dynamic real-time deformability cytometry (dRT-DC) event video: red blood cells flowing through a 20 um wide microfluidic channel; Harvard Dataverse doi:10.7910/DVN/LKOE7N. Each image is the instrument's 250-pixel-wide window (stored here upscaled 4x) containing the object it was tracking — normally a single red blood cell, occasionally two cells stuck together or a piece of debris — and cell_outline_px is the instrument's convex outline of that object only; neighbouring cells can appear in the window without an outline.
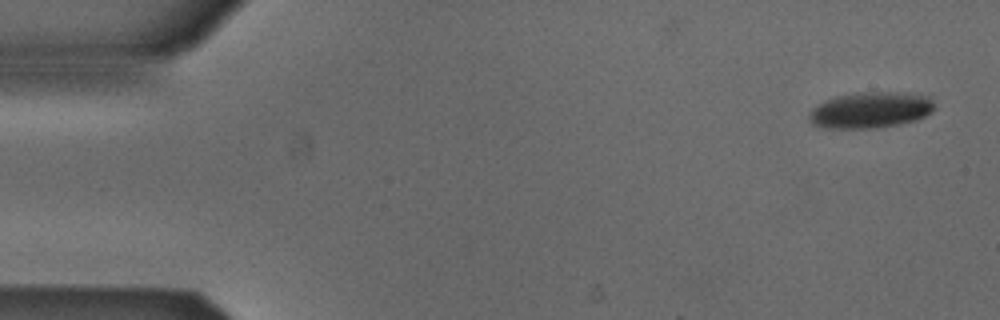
{"species": "Egyptian fruit bat (a non-hibernating species)", "species_latin": "Rousettus aegyptiacus", "temperature_condition": "cold", "stored_images_in_passage": 4, "camera_frame_rate_fps": 3000, "um_per_image_px": 0.085, "animal": {"sex": "male"}, "frame": {"image": 1, "passage_image": 1, "time_ms": 0.0, "image_size_px": [1000, 320], "cell_outline_px": [[936, 108], [932, 112], [916, 120], [900, 124], [876, 128], [824, 128], [812, 124], [808, 120], [808, 112], [816, 104], [824, 100], [836, 96], [864, 92], [904, 92], [928, 96], [936, 104]], "centroid_in_image_um": [73.98, 9.35], "position_along_channel_um": 11.0, "area_um2": 26.76}}
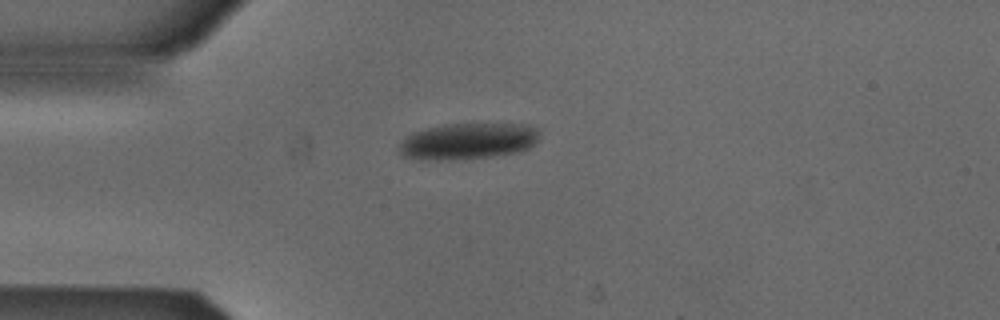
{"frame": {"image": 2, "passage_image": 4, "time_ms": 1.0, "image_size_px": [1000, 320], "cell_outline_px": [[540, 140], [536, 144], [520, 152], [492, 156], [452, 160], [420, 160], [404, 156], [400, 152], [400, 144], [404, 136], [412, 132], [428, 128], [448, 124], [524, 124], [536, 128]], "centroid_in_image_um": [39.78, 12.01], "position_along_channel_um": 45.2, "area_um2": 29.82}}